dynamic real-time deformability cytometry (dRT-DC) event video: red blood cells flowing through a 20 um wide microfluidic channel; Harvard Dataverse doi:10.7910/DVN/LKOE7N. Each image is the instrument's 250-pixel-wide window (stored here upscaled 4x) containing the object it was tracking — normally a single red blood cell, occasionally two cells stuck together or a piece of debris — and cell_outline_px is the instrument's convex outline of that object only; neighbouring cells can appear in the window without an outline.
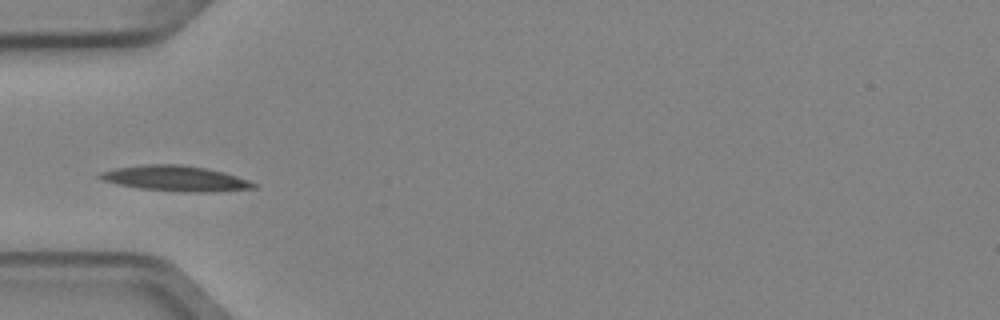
{"species": "Egyptian fruit bat (a non-hibernating species)", "species_latin": "Rousettus aegyptiacus", "temperature_condition": "cold", "stored_images_in_passage": 1, "camera_frame_rate_fps": 3000, "um_per_image_px": 0.085, "animal": {"sex": "female"}, "frame": {"image": 1, "passage_image": 1, "time_ms": 0.0, "image_size_px": [1000, 320], "cell_outline_px": [[256, 188], [208, 192], [192, 192], [140, 188], [116, 184], [100, 180], [96, 176], [100, 172], [116, 168], [144, 164], [180, 164], [208, 168], [224, 172], [248, 180], [256, 184]], "centroid_in_image_um": [14.88, 15.15], "position_along_channel_um": 70.1, "area_um2": 22.72}}